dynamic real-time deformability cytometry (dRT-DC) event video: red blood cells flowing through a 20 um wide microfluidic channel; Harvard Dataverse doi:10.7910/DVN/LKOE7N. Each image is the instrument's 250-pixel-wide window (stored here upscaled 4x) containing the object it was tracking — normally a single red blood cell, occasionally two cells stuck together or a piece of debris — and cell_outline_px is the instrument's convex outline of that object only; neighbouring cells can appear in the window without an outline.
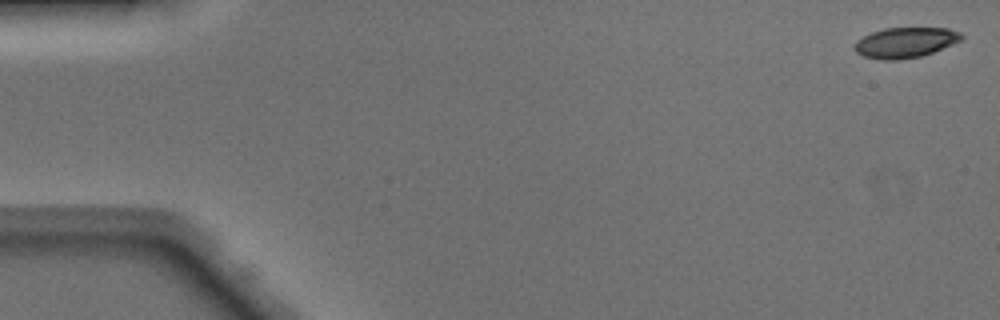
{"species": "Egyptian fruit bat (a non-hibernating species)", "species_latin": "Rousettus aegyptiacus", "temperature_condition": "warm", "stored_images_in_passage": 48, "camera_frame_rate_fps": 3000, "um_per_image_px": 0.085, "animal": {"sex": "male"}, "frame": {"image": 1, "passage_image": 1, "time_ms": 0.0, "image_size_px": [1000, 320], "cell_outline_px": [[964, 36], [960, 40], [952, 44], [932, 52], [920, 56], [896, 60], [880, 60], [864, 56], [856, 52], [856, 40], [872, 32], [884, 28], [948, 28], [960, 32]], "centroid_in_image_um": [76.95, 3.61], "position_along_channel_um": 8.1, "area_um2": 18.67}}
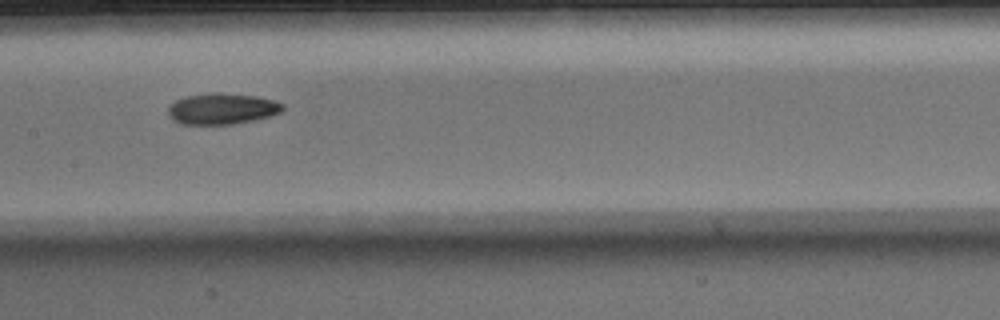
{"frame": {"image": 2, "passage_image": 24, "time_ms": 7.667, "image_size_px": [1000, 320], "cell_outline_px": [[284, 108], [280, 112], [268, 116], [252, 120], [232, 124], [180, 124], [172, 120], [168, 112], [168, 108], [176, 100], [184, 96], [212, 92], [220, 92], [256, 96], [276, 100], [284, 104]], "centroid_in_image_um": [18.86, 9.23], "position_along_channel_um": 188.5, "area_um2": 20.81}}
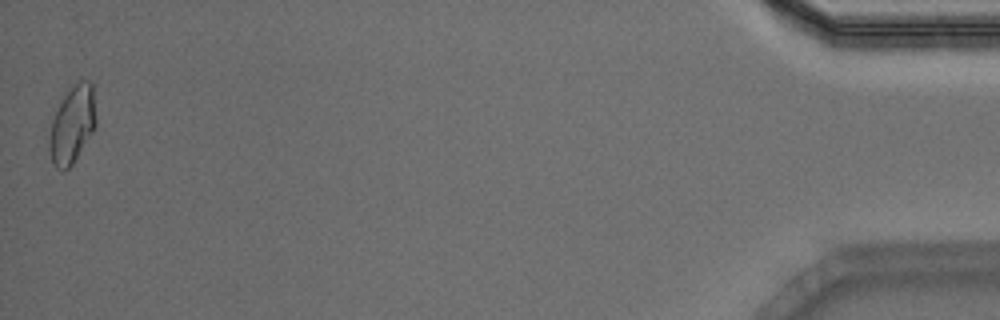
{"frame": {"image": 3, "passage_image": 48, "time_ms": 15.667, "image_size_px": [1000, 320], "cell_outline_px": [[96, 124], [92, 132], [72, 164], [64, 172], [60, 172], [56, 168], [52, 160], [48, 148], [48, 136], [52, 120], [60, 96], [80, 80], [88, 80], [92, 84], [96, 116]], "centroid_in_image_um": [6.11, 10.58], "position_along_channel_um": 429.1, "area_um2": 21.33}, "authors_computed_cell_mechanics": {"area_um2": 19.9699, "velocity_mm_per_s": 4.1758, "shape_relaxation_time_tau1_ms": 9.1151, "shape_relaxation_time_tau2_ms": 5.7202, "deformation_change_tau1": 0.1886, "deformation_change_tau2": 0.1267}}